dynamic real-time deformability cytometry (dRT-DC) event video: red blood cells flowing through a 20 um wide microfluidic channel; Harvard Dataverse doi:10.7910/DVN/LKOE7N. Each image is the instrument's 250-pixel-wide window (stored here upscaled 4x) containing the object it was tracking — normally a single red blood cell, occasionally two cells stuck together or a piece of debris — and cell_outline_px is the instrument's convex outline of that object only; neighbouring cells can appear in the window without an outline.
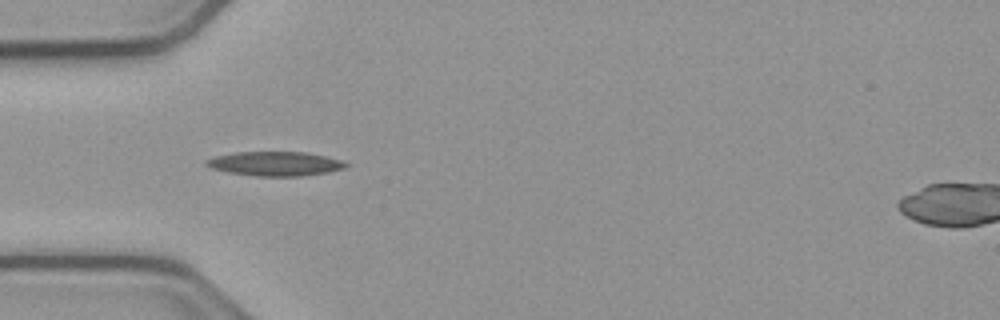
{"species": "common noctule bat (a hibernating species)", "species_latin": "Nyctalus noctula", "temperature_condition": "cold", "stored_images_in_passage": 34, "camera_frame_rate_fps": 3000, "um_per_image_px": 0.085, "animal": {"sex": "male", "body_mass_g": 23.1, "forearm_length_mm": 52.7}, "frame": {"image": 1, "passage_image": 1, "time_ms": 0.0, "image_size_px": [1000, 320], "cell_outline_px": [[352, 164], [348, 168], [328, 172], [300, 176], [256, 176], [228, 172], [212, 168], [204, 164], [204, 160], [216, 156], [236, 152], [308, 152], [344, 160]], "centroid_in_image_um": [23.47, 13.91], "position_along_channel_um": 61.5, "area_um2": 20.0}}
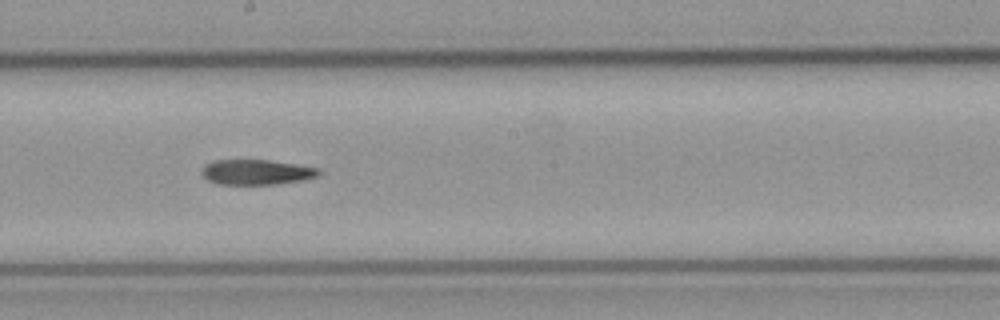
{"frame": {"image": 2, "passage_image": 14, "time_ms": 4.333, "image_size_px": [1000, 320], "cell_outline_px": [[324, 172], [320, 176], [304, 180], [276, 184], [216, 184], [208, 180], [200, 172], [204, 164], [212, 160], [268, 160], [296, 164], [320, 168]], "centroid_in_image_um": [21.84, 14.63], "position_along_channel_um": 226.4, "area_um2": 17.46}}
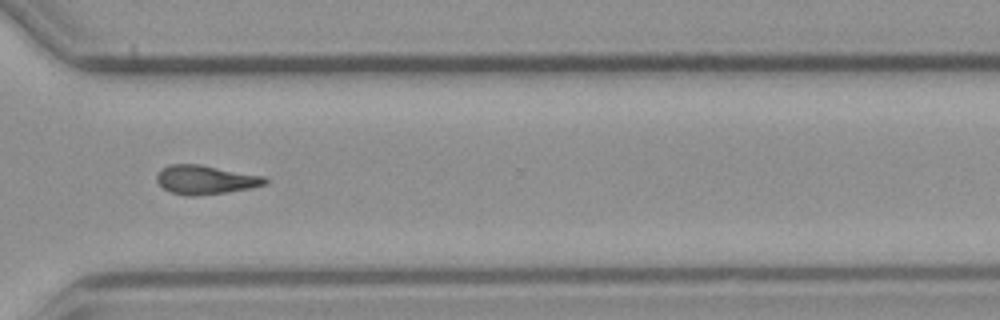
{"frame": {"image": 3, "passage_image": 24, "time_ms": 7.667, "image_size_px": [1000, 320], "cell_outline_px": [[268, 184], [252, 188], [224, 192], [192, 196], [184, 196], [172, 192], [164, 188], [156, 180], [156, 176], [168, 164], [200, 164], [264, 176], [268, 180]], "centroid_in_image_um": [17.5, 15.27], "position_along_channel_um": 353.1, "area_um2": 18.15}}